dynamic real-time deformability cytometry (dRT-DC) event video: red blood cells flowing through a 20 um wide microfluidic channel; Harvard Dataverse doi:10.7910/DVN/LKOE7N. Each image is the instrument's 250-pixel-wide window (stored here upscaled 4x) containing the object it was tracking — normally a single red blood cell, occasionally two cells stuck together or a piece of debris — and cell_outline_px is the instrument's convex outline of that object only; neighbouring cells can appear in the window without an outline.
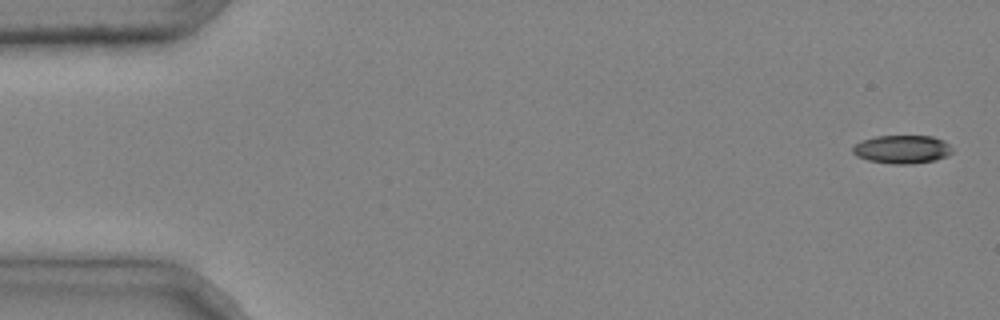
{"species": "common noctule bat (a hibernating species)", "species_latin": "Nyctalus noctula", "temperature_condition": "cold", "stored_images_in_passage": 5, "camera_frame_rate_fps": 3000, "um_per_image_px": 0.085, "animal": {"sex": "male", "body_mass_g": 20.4}, "frame": {"image": 1, "passage_image": 1, "time_ms": 0.0, "image_size_px": [1000, 320], "cell_outline_px": [[952, 152], [948, 156], [936, 160], [912, 164], [892, 164], [868, 160], [856, 156], [852, 152], [852, 148], [860, 140], [876, 136], [932, 136], [944, 140], [952, 148]], "centroid_in_image_um": [76.68, 12.69], "position_along_channel_um": 8.3, "area_um2": 16.59}}